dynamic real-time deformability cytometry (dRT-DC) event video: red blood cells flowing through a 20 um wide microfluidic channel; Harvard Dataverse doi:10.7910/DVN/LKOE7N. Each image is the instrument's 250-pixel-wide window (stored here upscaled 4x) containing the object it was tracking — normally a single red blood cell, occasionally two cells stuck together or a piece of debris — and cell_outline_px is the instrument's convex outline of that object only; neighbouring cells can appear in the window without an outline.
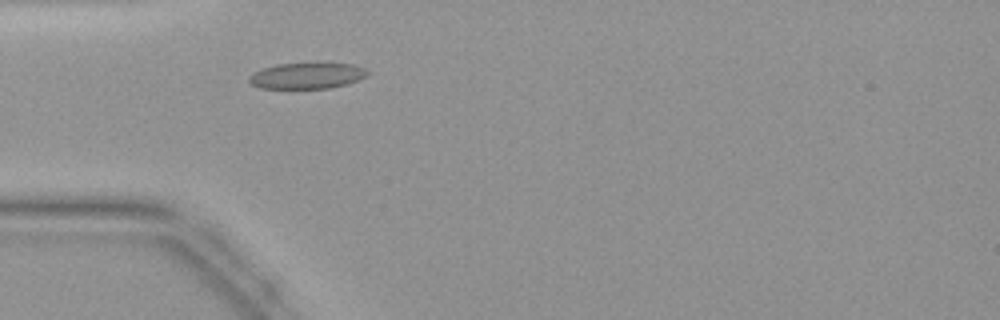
{"species": "common noctule bat (a hibernating species)", "species_latin": "Nyctalus noctula", "temperature_condition": "warm", "stored_images_in_passage": 39, "camera_frame_rate_fps": 3000, "um_per_image_px": 0.085, "animal": {"sex": "female", "body_mass_g": 19.9}, "frame": {"image": 1, "passage_image": 8, "time_ms": 2.333, "image_size_px": [1000, 320], "cell_outline_px": [[368, 76], [360, 80], [348, 84], [332, 88], [260, 88], [252, 84], [248, 80], [248, 76], [252, 72], [260, 68], [276, 64], [308, 60], [328, 60], [352, 64], [364, 68], [368, 72]], "centroid_in_image_um": [26.13, 6.36], "position_along_channel_um": 58.9, "area_um2": 19.36}}
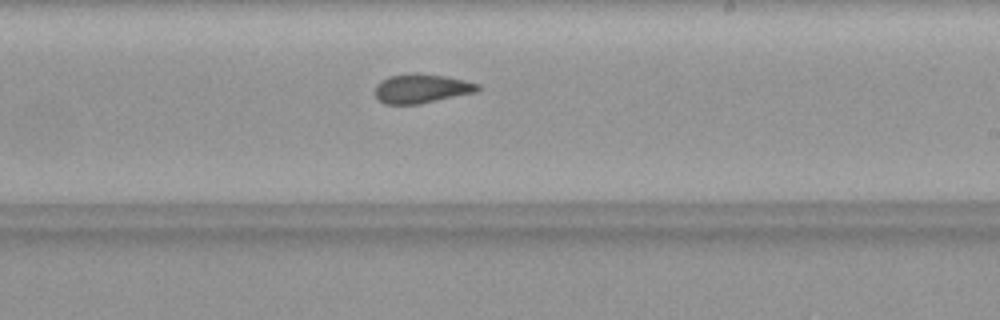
{"frame": {"image": 2, "passage_image": 21, "time_ms": 6.667, "image_size_px": [1000, 320], "cell_outline_px": [[480, 88], [476, 92], [416, 104], [384, 104], [376, 96], [376, 84], [380, 80], [388, 76], [444, 76], [464, 80], [480, 84]], "centroid_in_image_um": [35.83, 7.56], "position_along_channel_um": 253.2, "area_um2": 16.53}}
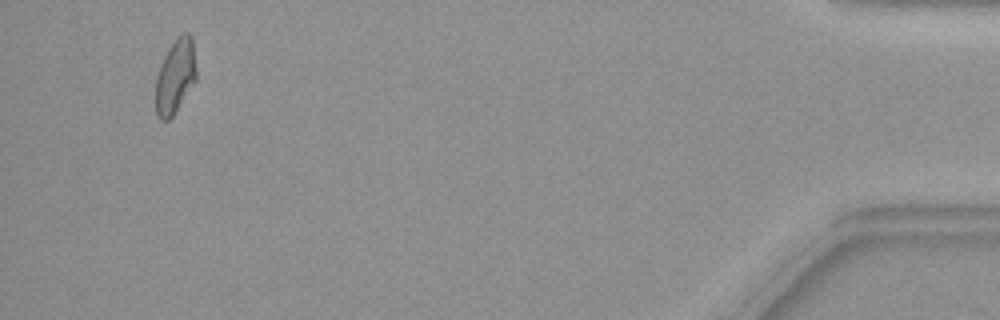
{"frame": {"image": 3, "passage_image": 37, "time_ms": 12.0, "image_size_px": [1000, 320], "cell_outline_px": [[196, 80], [172, 116], [168, 120], [160, 120], [156, 116], [156, 76], [160, 64], [168, 48], [176, 36], [184, 32], [188, 32], [192, 36], [196, 68]], "centroid_in_image_um": [14.89, 6.45], "position_along_channel_um": 420.3, "area_um2": 17.69}}